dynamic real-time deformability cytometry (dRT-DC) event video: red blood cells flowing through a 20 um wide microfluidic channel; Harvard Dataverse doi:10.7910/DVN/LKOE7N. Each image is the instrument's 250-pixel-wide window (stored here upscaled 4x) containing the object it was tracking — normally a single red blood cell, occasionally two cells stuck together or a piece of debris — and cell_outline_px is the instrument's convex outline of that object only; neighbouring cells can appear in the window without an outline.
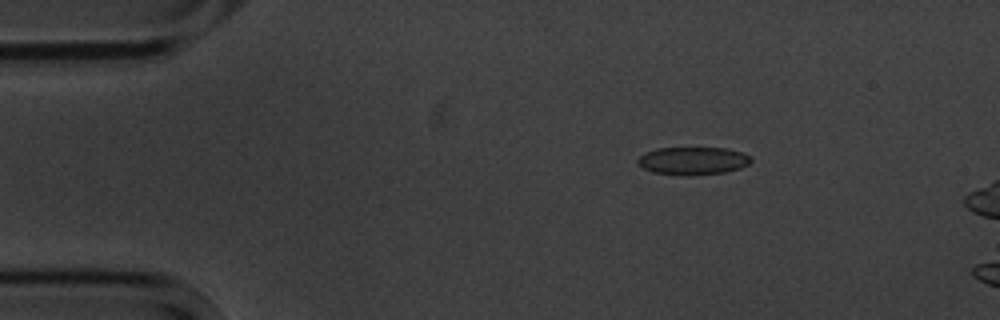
{"species": "common noctule bat (a hibernating species)", "species_latin": "Nyctalus noctula", "temperature_condition": "cold", "stored_images_in_passage": 3, "camera_frame_rate_fps": 3000, "um_per_image_px": 0.085, "animal": {"sex": "male", "body_mass_g": 20.1, "forearm_length_mm": 53.5}, "frame": {"image": 1, "passage_image": 1, "time_ms": 0.0, "image_size_px": [1000, 320], "cell_outline_px": [[752, 160], [748, 164], [740, 168], [724, 172], [688, 176], [684, 176], [652, 172], [644, 168], [636, 160], [644, 152], [656, 148], [724, 148], [740, 152], [748, 156]], "centroid_in_image_um": [58.85, 13.67], "position_along_channel_um": 26.1, "area_um2": 18.26}}